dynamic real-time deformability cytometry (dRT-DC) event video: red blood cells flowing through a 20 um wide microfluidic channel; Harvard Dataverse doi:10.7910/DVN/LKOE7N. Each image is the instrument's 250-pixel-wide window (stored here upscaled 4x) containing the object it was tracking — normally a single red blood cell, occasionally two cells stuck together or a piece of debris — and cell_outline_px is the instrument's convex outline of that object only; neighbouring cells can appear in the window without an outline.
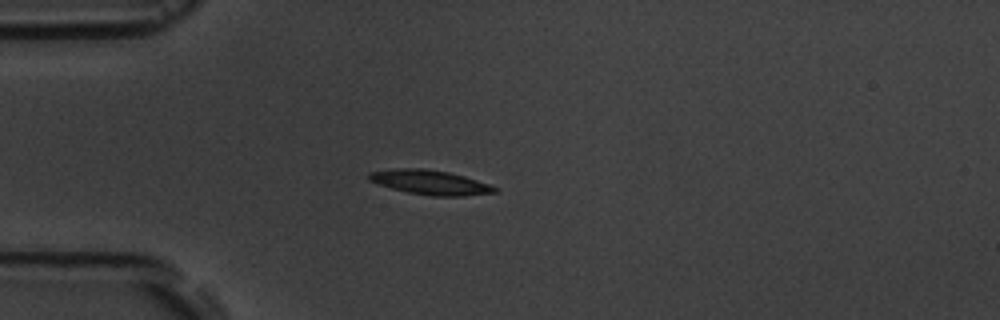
{"species": "common noctule bat (a hibernating species)", "species_latin": "Nyctalus noctula", "temperature_condition": "room temperature", "stored_images_in_passage": 7, "camera_frame_rate_fps": 3000, "um_per_image_px": 0.085, "animal": {"sex": "male", "body_mass_g": 19.5, "forearm_length_mm": 54.6}, "frame": {"image": 1, "passage_image": 6, "time_ms": 6.667, "image_size_px": [1000, 320], "cell_outline_px": [[500, 188], [496, 192], [464, 196], [432, 196], [408, 192], [392, 188], [368, 180], [368, 172], [396, 168], [424, 168], [448, 172], [464, 176]], "centroid_in_image_um": [36.56, 15.49], "position_along_channel_um": 48.4, "area_um2": 17.86}}